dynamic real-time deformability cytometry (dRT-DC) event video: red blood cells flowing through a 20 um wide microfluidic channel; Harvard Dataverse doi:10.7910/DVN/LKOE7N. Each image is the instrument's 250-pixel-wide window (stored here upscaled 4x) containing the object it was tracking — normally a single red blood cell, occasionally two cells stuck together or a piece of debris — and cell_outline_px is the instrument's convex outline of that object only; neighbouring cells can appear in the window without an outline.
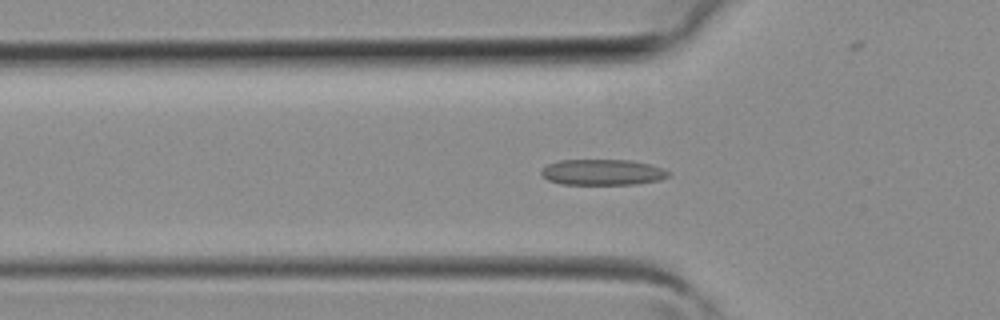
{"species": "common noctule bat (a hibernating species)", "species_latin": "Nyctalus noctula", "temperature_condition": "room temperature", "stored_images_in_passage": 32, "camera_frame_rate_fps": 3000, "um_per_image_px": 0.085, "animal": {"sex": "female", "body_mass_g": 19.3, "forearm_length_mm": 54.1}, "frame": {"image": 1, "passage_image": 5, "time_ms": 1.333, "image_size_px": [1000, 320], "cell_outline_px": [[672, 172], [668, 176], [660, 180], [636, 184], [560, 184], [548, 180], [540, 172], [540, 168], [548, 164], [560, 160], [632, 160], [648, 164]], "centroid_in_image_um": [51.19, 14.64], "position_along_channel_um": 74.6, "area_um2": 19.13}}
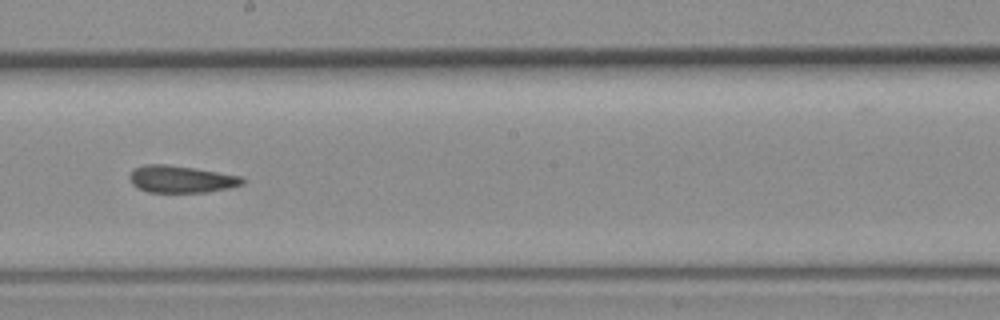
{"frame": {"image": 2, "passage_image": 14, "time_ms": 4.333, "image_size_px": [1000, 320], "cell_outline_px": [[244, 184], [228, 188], [208, 192], [148, 192], [136, 188], [132, 184], [128, 176], [136, 168], [144, 164], [164, 164], [192, 168], [244, 176]], "centroid_in_image_um": [15.4, 15.24], "position_along_channel_um": 232.8, "area_um2": 17.8}}
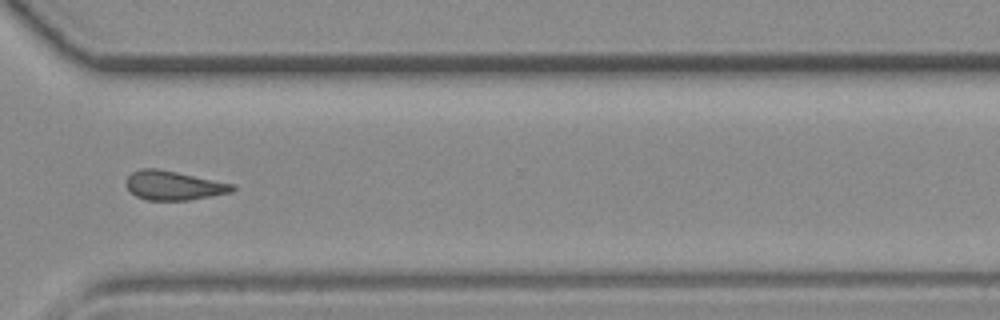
{"frame": {"image": 3, "passage_image": 21, "time_ms": 6.667, "image_size_px": [1000, 320], "cell_outline_px": [[236, 188], [232, 192], [212, 196], [188, 200], [148, 200], [136, 196], [124, 184], [124, 180], [132, 172], [140, 168], [156, 168], [236, 184]], "centroid_in_image_um": [14.76, 15.76], "position_along_channel_um": 355.8, "area_um2": 18.15}}